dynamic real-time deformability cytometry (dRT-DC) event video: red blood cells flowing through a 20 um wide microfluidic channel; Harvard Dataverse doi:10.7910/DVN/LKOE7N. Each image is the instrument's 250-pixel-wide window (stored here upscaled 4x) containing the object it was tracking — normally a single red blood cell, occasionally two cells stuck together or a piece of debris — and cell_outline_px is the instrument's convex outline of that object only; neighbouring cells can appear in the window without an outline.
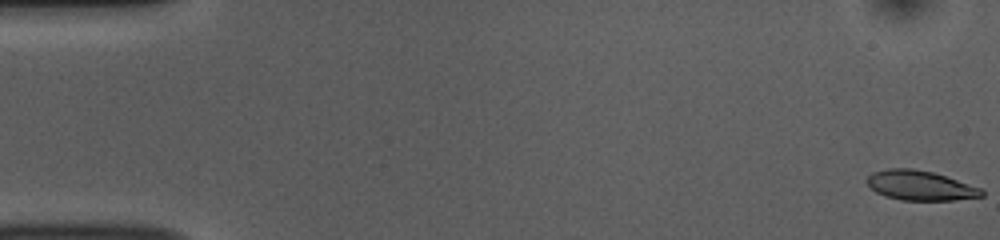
{"species": "common noctule bat (a hibernating species)", "species_latin": "Nyctalus noctula", "temperature_condition": "room temperature", "stored_images_in_passage": 53, "camera_frame_rate_fps": 3000, "um_per_image_px": 0.085, "animal": {"sex": "female", "body_mass_g": 10.0, "forearm_length_mm": 53.1}, "frame": {"image": 1, "passage_image": 1, "time_ms": 0.0, "image_size_px": [1000, 240], "cell_outline_px": [[984, 196], [952, 200], [900, 200], [884, 196], [876, 192], [864, 180], [872, 172], [888, 168], [912, 168], [932, 172], [980, 188], [984, 192]], "centroid_in_image_um": [78.16, 15.77], "position_along_channel_um": 6.8, "area_um2": 19.71}}
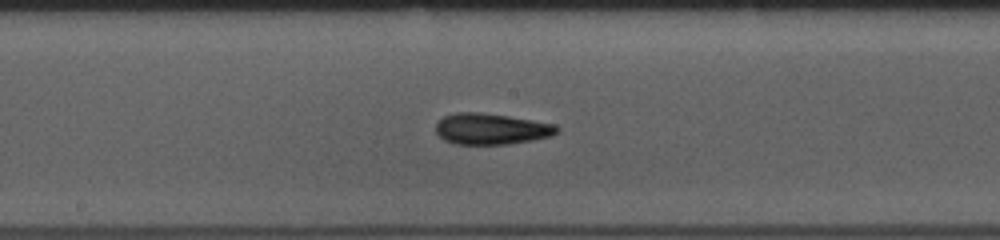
{"frame": {"image": 2, "passage_image": 28, "time_ms": 9.0, "image_size_px": [1000, 240], "cell_outline_px": [[560, 132], [552, 136], [532, 140], [508, 144], [456, 144], [444, 140], [436, 132], [436, 124], [444, 116], [456, 112], [480, 112], [508, 116], [556, 124], [560, 128]], "centroid_in_image_um": [41.79, 10.95], "position_along_channel_um": 206.4, "area_um2": 22.02}}
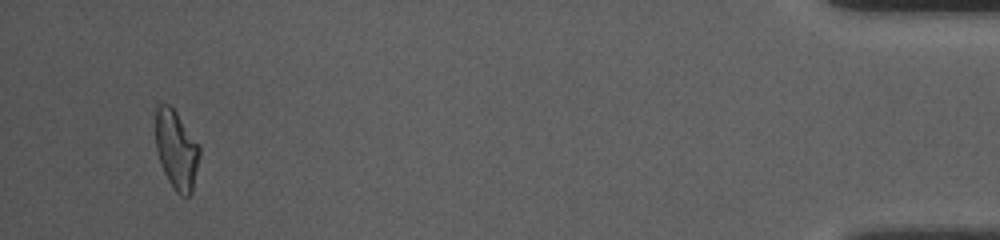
{"frame": {"image": 3, "passage_image": 51, "time_ms": 16.667, "image_size_px": [1000, 240], "cell_outline_px": [[200, 152], [192, 192], [188, 196], [180, 196], [172, 188], [160, 164], [156, 148], [156, 104], [168, 104], [176, 112], [200, 144]], "centroid_in_image_um": [15.0, 12.74], "position_along_channel_um": 420.2, "area_um2": 20.29}, "authors_computed_cell_mechanics": {"area_um2": 20.6924, "velocity_mm_per_s": 3.784, "shape_relaxation_time_tau1_ms": 4.6622, "shape_relaxation_time_tau2_ms": 2.9071, "deformation_change_tau1": 0.172, "deformation_change_tau2": 0.1157}}